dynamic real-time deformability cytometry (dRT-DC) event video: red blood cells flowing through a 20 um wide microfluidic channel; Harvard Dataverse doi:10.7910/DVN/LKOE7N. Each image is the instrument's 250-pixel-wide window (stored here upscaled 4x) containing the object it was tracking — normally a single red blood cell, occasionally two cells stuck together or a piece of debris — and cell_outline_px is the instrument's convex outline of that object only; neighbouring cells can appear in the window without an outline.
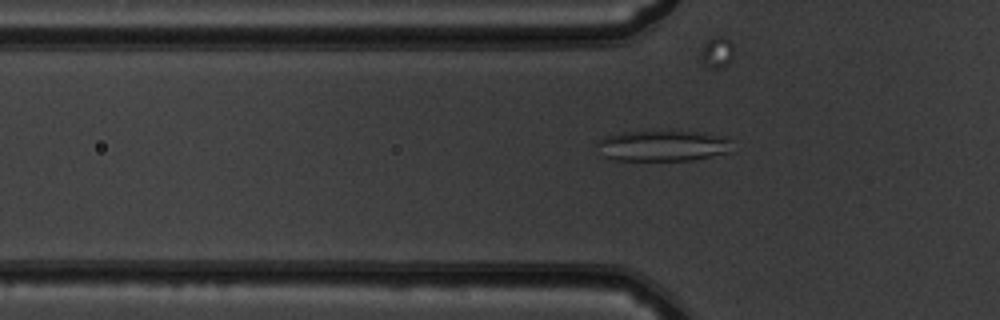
{"species": "common noctule bat (a hibernating species)", "species_latin": "Nyctalus noctula", "temperature_condition": "warm", "stored_images_in_passage": 46, "camera_frame_rate_fps": 3000, "um_per_image_px": 0.085, "animal": {"sex": "male", "body_mass_g": 19.5, "forearm_length_mm": 54.6}, "frame": {"image": 1, "passage_image": 11, "time_ms": 3.333, "image_size_px": [1000, 320], "cell_outline_px": [[732, 152], [692, 160], [616, 160], [604, 156], [596, 144], [604, 136], [624, 132], [704, 132], [724, 136], [732, 140]], "centroid_in_image_um": [56.41, 12.39], "position_along_channel_um": 69.4, "area_um2": 24.22}}
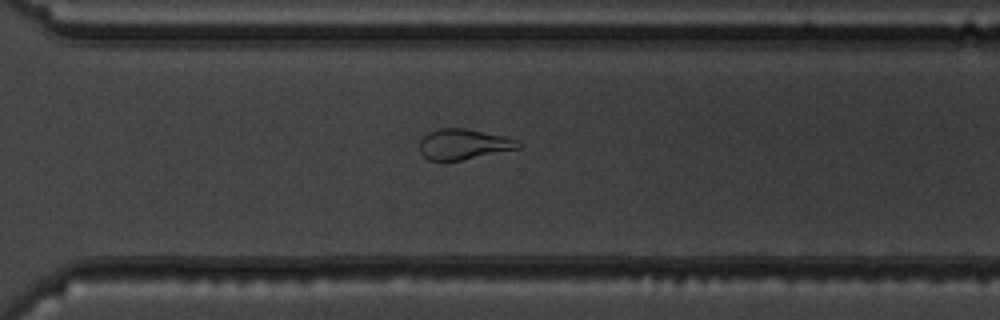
{"frame": {"image": 2, "passage_image": 31, "time_ms": 10.0, "image_size_px": [1000, 320], "cell_outline_px": [[524, 144], [520, 148], [460, 160], [428, 160], [420, 152], [420, 140], [428, 132], [436, 128], [464, 128], [508, 136]], "centroid_in_image_um": [39.42, 12.24], "position_along_channel_um": 331.2, "area_um2": 17.57}}
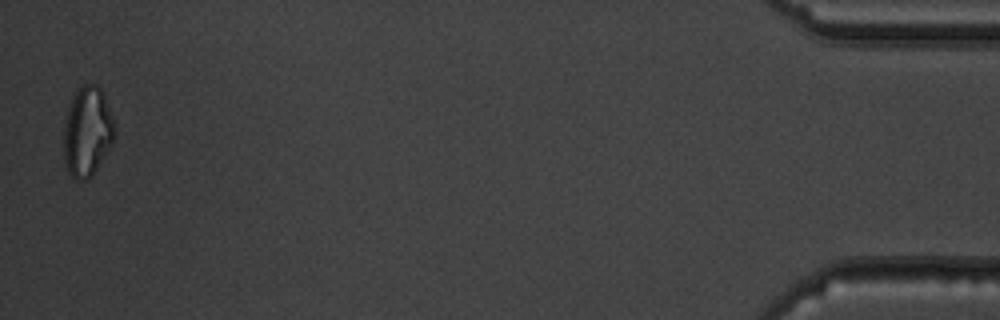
{"frame": {"image": 3, "passage_image": 45, "time_ms": 14.667, "image_size_px": [1000, 320], "cell_outline_px": [[116, 132], [112, 140], [92, 176], [88, 180], [76, 180], [68, 172], [64, 160], [64, 124], [68, 108], [72, 96], [84, 84], [96, 84], [100, 88], [104, 96], [116, 128]], "centroid_in_image_um": [7.4, 11.19], "position_along_channel_um": 427.8, "area_um2": 26.24}, "authors_computed_cell_mechanics": {"area_um2": 21.3282, "velocity_mm_per_s": 3.9254, "shape_relaxation_time_tau1_ms": null, "shape_relaxation_time_tau2_ms": 2.3278, "deformation_change_tau1": null, "deformation_change_tau2": 0.1082}}